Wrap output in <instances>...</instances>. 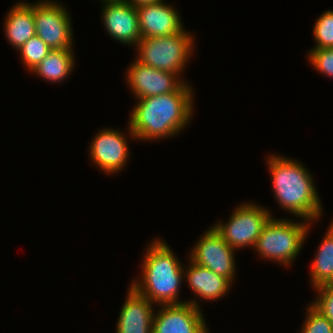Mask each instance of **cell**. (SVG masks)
I'll use <instances>...</instances> for the list:
<instances>
[{
	"mask_svg": "<svg viewBox=\"0 0 333 333\" xmlns=\"http://www.w3.org/2000/svg\"><path fill=\"white\" fill-rule=\"evenodd\" d=\"M190 88L186 82L175 92L137 99L129 117V135L157 141L184 130L194 110Z\"/></svg>",
	"mask_w": 333,
	"mask_h": 333,
	"instance_id": "1",
	"label": "cell"
},
{
	"mask_svg": "<svg viewBox=\"0 0 333 333\" xmlns=\"http://www.w3.org/2000/svg\"><path fill=\"white\" fill-rule=\"evenodd\" d=\"M273 193L280 207L302 220L314 221L322 214V205L313 177L294 159L271 155L267 157Z\"/></svg>",
	"mask_w": 333,
	"mask_h": 333,
	"instance_id": "2",
	"label": "cell"
},
{
	"mask_svg": "<svg viewBox=\"0 0 333 333\" xmlns=\"http://www.w3.org/2000/svg\"><path fill=\"white\" fill-rule=\"evenodd\" d=\"M141 274V280H134L131 286L152 303H185L178 299L184 267L165 241L155 239L147 248Z\"/></svg>",
	"mask_w": 333,
	"mask_h": 333,
	"instance_id": "3",
	"label": "cell"
},
{
	"mask_svg": "<svg viewBox=\"0 0 333 333\" xmlns=\"http://www.w3.org/2000/svg\"><path fill=\"white\" fill-rule=\"evenodd\" d=\"M304 221L295 223L292 220L271 218L257 238L253 249L263 259L275 260L289 266L299 255L307 237L311 222Z\"/></svg>",
	"mask_w": 333,
	"mask_h": 333,
	"instance_id": "4",
	"label": "cell"
},
{
	"mask_svg": "<svg viewBox=\"0 0 333 333\" xmlns=\"http://www.w3.org/2000/svg\"><path fill=\"white\" fill-rule=\"evenodd\" d=\"M194 38L184 29L173 35L141 38L137 44L141 63L158 70L181 75L194 51Z\"/></svg>",
	"mask_w": 333,
	"mask_h": 333,
	"instance_id": "5",
	"label": "cell"
},
{
	"mask_svg": "<svg viewBox=\"0 0 333 333\" xmlns=\"http://www.w3.org/2000/svg\"><path fill=\"white\" fill-rule=\"evenodd\" d=\"M269 212L250 202L243 203L234 210L228 223L219 222L213 227L234 250L246 246L254 248L257 238L272 218Z\"/></svg>",
	"mask_w": 333,
	"mask_h": 333,
	"instance_id": "6",
	"label": "cell"
},
{
	"mask_svg": "<svg viewBox=\"0 0 333 333\" xmlns=\"http://www.w3.org/2000/svg\"><path fill=\"white\" fill-rule=\"evenodd\" d=\"M36 35L52 50L73 49V30L68 11L54 1L33 4Z\"/></svg>",
	"mask_w": 333,
	"mask_h": 333,
	"instance_id": "7",
	"label": "cell"
},
{
	"mask_svg": "<svg viewBox=\"0 0 333 333\" xmlns=\"http://www.w3.org/2000/svg\"><path fill=\"white\" fill-rule=\"evenodd\" d=\"M190 260L216 274L227 278L231 283L235 276V250L230 247L223 237L210 227L191 250Z\"/></svg>",
	"mask_w": 333,
	"mask_h": 333,
	"instance_id": "8",
	"label": "cell"
},
{
	"mask_svg": "<svg viewBox=\"0 0 333 333\" xmlns=\"http://www.w3.org/2000/svg\"><path fill=\"white\" fill-rule=\"evenodd\" d=\"M160 307L153 318L152 333H209L196 300Z\"/></svg>",
	"mask_w": 333,
	"mask_h": 333,
	"instance_id": "9",
	"label": "cell"
},
{
	"mask_svg": "<svg viewBox=\"0 0 333 333\" xmlns=\"http://www.w3.org/2000/svg\"><path fill=\"white\" fill-rule=\"evenodd\" d=\"M135 60L126 72V80L137 99L175 92L185 83L175 73L158 70Z\"/></svg>",
	"mask_w": 333,
	"mask_h": 333,
	"instance_id": "10",
	"label": "cell"
},
{
	"mask_svg": "<svg viewBox=\"0 0 333 333\" xmlns=\"http://www.w3.org/2000/svg\"><path fill=\"white\" fill-rule=\"evenodd\" d=\"M102 19L111 37L125 45L137 46L141 39L136 7L125 0H103Z\"/></svg>",
	"mask_w": 333,
	"mask_h": 333,
	"instance_id": "11",
	"label": "cell"
},
{
	"mask_svg": "<svg viewBox=\"0 0 333 333\" xmlns=\"http://www.w3.org/2000/svg\"><path fill=\"white\" fill-rule=\"evenodd\" d=\"M90 145V157L106 173L121 171L129 157L126 135L111 128L100 130Z\"/></svg>",
	"mask_w": 333,
	"mask_h": 333,
	"instance_id": "12",
	"label": "cell"
},
{
	"mask_svg": "<svg viewBox=\"0 0 333 333\" xmlns=\"http://www.w3.org/2000/svg\"><path fill=\"white\" fill-rule=\"evenodd\" d=\"M136 10L141 38L169 36L183 30L180 14L163 0L139 5Z\"/></svg>",
	"mask_w": 333,
	"mask_h": 333,
	"instance_id": "13",
	"label": "cell"
},
{
	"mask_svg": "<svg viewBox=\"0 0 333 333\" xmlns=\"http://www.w3.org/2000/svg\"><path fill=\"white\" fill-rule=\"evenodd\" d=\"M153 303L139 294L132 286L121 308L117 333H152Z\"/></svg>",
	"mask_w": 333,
	"mask_h": 333,
	"instance_id": "14",
	"label": "cell"
},
{
	"mask_svg": "<svg viewBox=\"0 0 333 333\" xmlns=\"http://www.w3.org/2000/svg\"><path fill=\"white\" fill-rule=\"evenodd\" d=\"M190 261L189 267L185 269L187 283L190 289L200 298L204 300H216L222 298L229 291L231 282L212 270L197 265Z\"/></svg>",
	"mask_w": 333,
	"mask_h": 333,
	"instance_id": "15",
	"label": "cell"
},
{
	"mask_svg": "<svg viewBox=\"0 0 333 333\" xmlns=\"http://www.w3.org/2000/svg\"><path fill=\"white\" fill-rule=\"evenodd\" d=\"M5 19V37L16 49L36 35L32 3L13 5Z\"/></svg>",
	"mask_w": 333,
	"mask_h": 333,
	"instance_id": "16",
	"label": "cell"
},
{
	"mask_svg": "<svg viewBox=\"0 0 333 333\" xmlns=\"http://www.w3.org/2000/svg\"><path fill=\"white\" fill-rule=\"evenodd\" d=\"M74 52L72 49H55L33 69L42 79L51 82H62L74 68Z\"/></svg>",
	"mask_w": 333,
	"mask_h": 333,
	"instance_id": "17",
	"label": "cell"
},
{
	"mask_svg": "<svg viewBox=\"0 0 333 333\" xmlns=\"http://www.w3.org/2000/svg\"><path fill=\"white\" fill-rule=\"evenodd\" d=\"M310 270L311 283L315 289L333 284V222L318 247Z\"/></svg>",
	"mask_w": 333,
	"mask_h": 333,
	"instance_id": "18",
	"label": "cell"
},
{
	"mask_svg": "<svg viewBox=\"0 0 333 333\" xmlns=\"http://www.w3.org/2000/svg\"><path fill=\"white\" fill-rule=\"evenodd\" d=\"M47 46L37 35L30 38L18 51L21 55L24 67L33 70L50 52Z\"/></svg>",
	"mask_w": 333,
	"mask_h": 333,
	"instance_id": "19",
	"label": "cell"
},
{
	"mask_svg": "<svg viewBox=\"0 0 333 333\" xmlns=\"http://www.w3.org/2000/svg\"><path fill=\"white\" fill-rule=\"evenodd\" d=\"M314 25L313 33L317 43L312 49L333 48V11L323 12Z\"/></svg>",
	"mask_w": 333,
	"mask_h": 333,
	"instance_id": "20",
	"label": "cell"
},
{
	"mask_svg": "<svg viewBox=\"0 0 333 333\" xmlns=\"http://www.w3.org/2000/svg\"><path fill=\"white\" fill-rule=\"evenodd\" d=\"M302 333H333V323L312 304L307 308Z\"/></svg>",
	"mask_w": 333,
	"mask_h": 333,
	"instance_id": "21",
	"label": "cell"
},
{
	"mask_svg": "<svg viewBox=\"0 0 333 333\" xmlns=\"http://www.w3.org/2000/svg\"><path fill=\"white\" fill-rule=\"evenodd\" d=\"M308 60L315 69L333 78V48H319L310 50Z\"/></svg>",
	"mask_w": 333,
	"mask_h": 333,
	"instance_id": "22",
	"label": "cell"
},
{
	"mask_svg": "<svg viewBox=\"0 0 333 333\" xmlns=\"http://www.w3.org/2000/svg\"><path fill=\"white\" fill-rule=\"evenodd\" d=\"M318 298L311 304L333 323V284L316 288Z\"/></svg>",
	"mask_w": 333,
	"mask_h": 333,
	"instance_id": "23",
	"label": "cell"
},
{
	"mask_svg": "<svg viewBox=\"0 0 333 333\" xmlns=\"http://www.w3.org/2000/svg\"><path fill=\"white\" fill-rule=\"evenodd\" d=\"M131 5L138 7L139 5H144V4H150V3H156L160 0H125Z\"/></svg>",
	"mask_w": 333,
	"mask_h": 333,
	"instance_id": "24",
	"label": "cell"
}]
</instances>
